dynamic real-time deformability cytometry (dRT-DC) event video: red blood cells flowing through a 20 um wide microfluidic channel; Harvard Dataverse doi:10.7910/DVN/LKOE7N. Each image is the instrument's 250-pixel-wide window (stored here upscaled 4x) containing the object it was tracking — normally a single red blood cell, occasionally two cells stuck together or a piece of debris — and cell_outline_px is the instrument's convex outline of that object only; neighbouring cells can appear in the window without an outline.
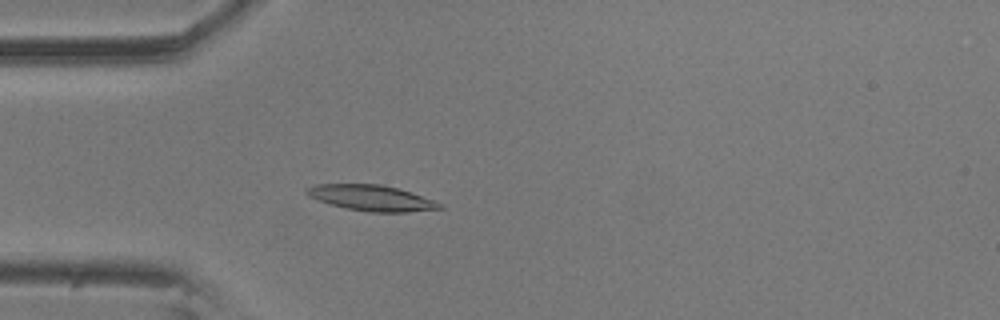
{"species": "common noctule bat (a hibernating species)", "species_latin": "Nyctalus noctula", "temperature_condition": "room temperature", "stored_images_in_passage": 48, "camera_frame_rate_fps": 3000, "um_per_image_px": 0.085, "animal": {"sex": "male", "body_mass_g": 20.5, "forearm_length_mm": 52.5}, "frame": {"image": 1, "passage_image": 6, "time_ms": 1.667, "image_size_px": [1000, 320], "cell_outline_px": [[444, 208], [408, 212], [368, 212], [348, 208], [316, 200], [308, 196], [304, 192], [304, 188], [316, 184], [380, 184], [396, 188], [436, 200], [444, 204]], "centroid_in_image_um": [31.58, 16.82], "position_along_channel_um": 53.4, "area_um2": 20.0}}
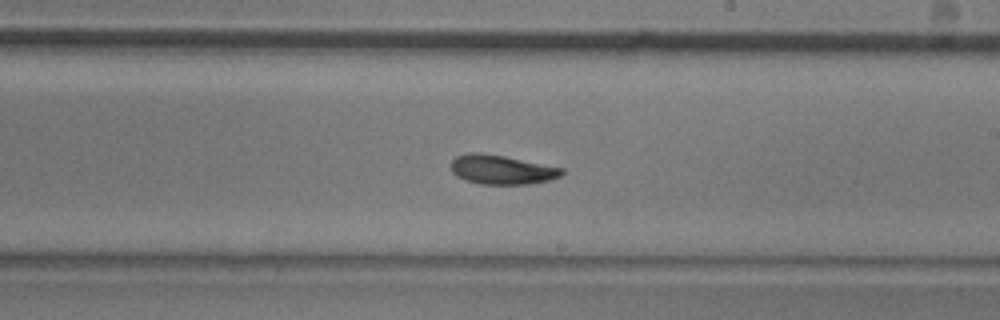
{"frame": {"image": 2, "passage_image": 23, "time_ms": 7.333, "image_size_px": [1000, 320], "cell_outline_px": [[564, 172], [560, 176], [548, 180], [528, 184], [480, 184], [464, 180], [456, 176], [452, 172], [452, 160], [456, 156], [468, 152], [480, 152], [504, 156], [564, 168]], "centroid_in_image_um": [42.62, 14.41], "position_along_channel_um": 246.4, "area_um2": 18.9}}
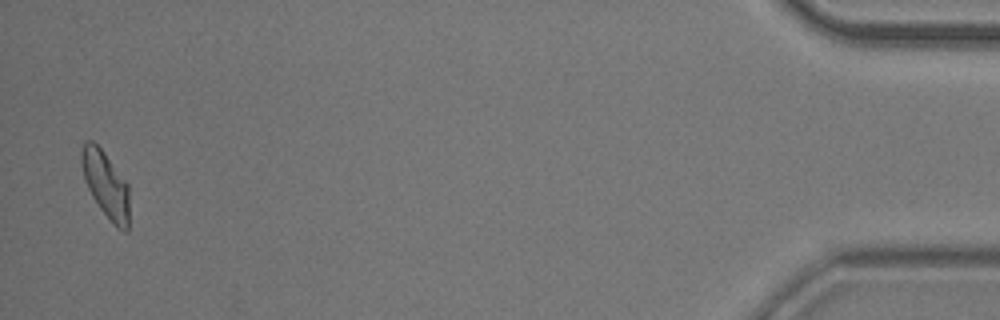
{"frame": {"image": 3, "passage_image": 46, "time_ms": 15.0, "image_size_px": [1000, 320], "cell_outline_px": [[128, 232], [124, 232], [116, 228], [100, 208], [92, 196], [84, 180], [80, 160], [80, 148], [84, 140], [92, 140], [104, 152], [128, 184]], "centroid_in_image_um": [8.96, 15.66], "position_along_channel_um": 426.2, "area_um2": 18.61}}